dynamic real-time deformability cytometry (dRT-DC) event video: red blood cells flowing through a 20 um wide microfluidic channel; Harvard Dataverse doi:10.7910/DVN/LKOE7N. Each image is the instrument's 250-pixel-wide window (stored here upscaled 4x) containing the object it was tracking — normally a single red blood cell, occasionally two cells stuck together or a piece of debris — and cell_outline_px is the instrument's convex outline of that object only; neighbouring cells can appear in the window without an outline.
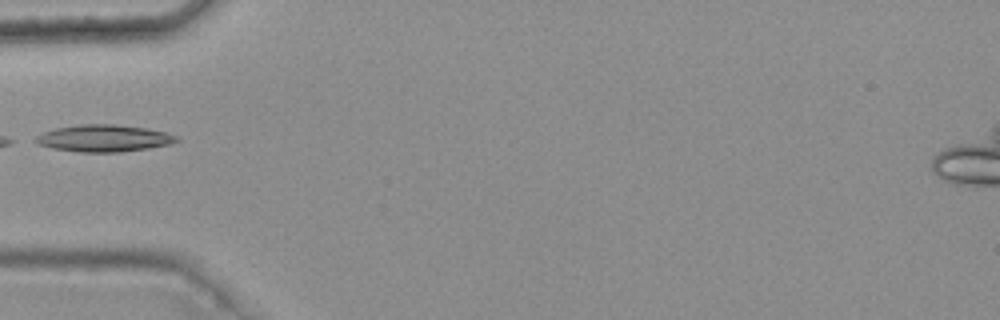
{"species": "common noctule bat (a hibernating species)", "species_latin": "Nyctalus noctula", "temperature_condition": "warm", "stored_images_in_passage": 2, "camera_frame_rate_fps": 3000, "um_per_image_px": 0.085, "animal": {"sex": "female", "body_mass_g": 25.1}, "frame": {"image": 1, "passage_image": 1, "time_ms": 0.0, "image_size_px": [1000, 320], "cell_outline_px": [[180, 140], [172, 144], [148, 148], [120, 152], [80, 152], [52, 148], [36, 144], [28, 140], [44, 132], [56, 128], [80, 124], [116, 124], [148, 128], [164, 132], [176, 136]], "centroid_in_image_um": [8.78, 11.75], "position_along_channel_um": 76.2, "area_um2": 22.37}}
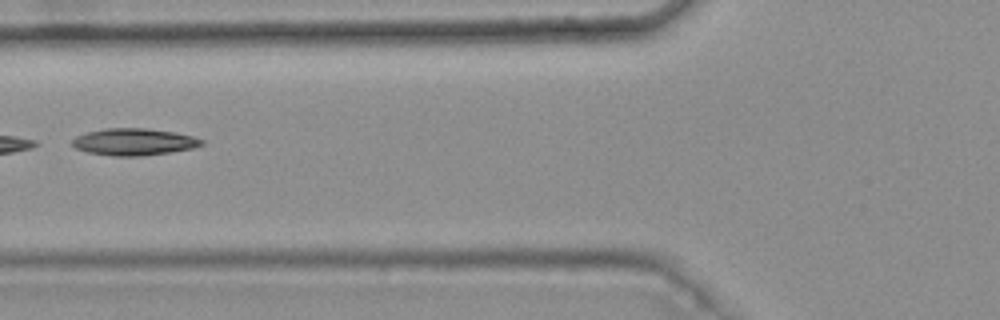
{"frame": {"image": 2, "passage_image": 2, "time_ms": 0.333, "image_size_px": [1000, 320], "cell_outline_px": [[204, 144], [192, 148], [144, 156], [112, 156], [88, 152], [76, 148], [72, 144], [72, 140], [76, 136], [88, 132], [104, 128], [148, 128], [176, 132], [192, 136], [204, 140]], "centroid_in_image_um": [11.39, 12.05], "position_along_channel_um": 114.4, "area_um2": 20.29}}